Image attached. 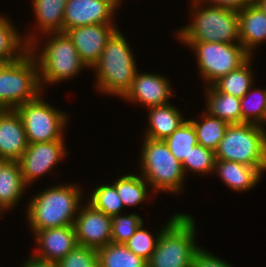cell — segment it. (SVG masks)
Instances as JSON below:
<instances>
[{
  "label": "cell",
  "instance_id": "cell-1",
  "mask_svg": "<svg viewBox=\"0 0 266 267\" xmlns=\"http://www.w3.org/2000/svg\"><path fill=\"white\" fill-rule=\"evenodd\" d=\"M52 185L32 195L26 203L30 232L74 225L83 198L82 185L64 183ZM83 199V201H82Z\"/></svg>",
  "mask_w": 266,
  "mask_h": 267
},
{
  "label": "cell",
  "instance_id": "cell-2",
  "mask_svg": "<svg viewBox=\"0 0 266 267\" xmlns=\"http://www.w3.org/2000/svg\"><path fill=\"white\" fill-rule=\"evenodd\" d=\"M40 37L44 38L43 41ZM40 37L29 45V52L38 64L43 92L46 89L44 85H57L67 79L70 81L78 77L82 69H89L65 32L48 33Z\"/></svg>",
  "mask_w": 266,
  "mask_h": 267
},
{
  "label": "cell",
  "instance_id": "cell-3",
  "mask_svg": "<svg viewBox=\"0 0 266 267\" xmlns=\"http://www.w3.org/2000/svg\"><path fill=\"white\" fill-rule=\"evenodd\" d=\"M119 28L111 35L101 57L92 66L94 86L101 95L122 98L130 89L139 70L133 49Z\"/></svg>",
  "mask_w": 266,
  "mask_h": 267
},
{
  "label": "cell",
  "instance_id": "cell-4",
  "mask_svg": "<svg viewBox=\"0 0 266 267\" xmlns=\"http://www.w3.org/2000/svg\"><path fill=\"white\" fill-rule=\"evenodd\" d=\"M190 23L176 30L175 38L188 48L193 42L240 43L238 11L189 0Z\"/></svg>",
  "mask_w": 266,
  "mask_h": 267
},
{
  "label": "cell",
  "instance_id": "cell-5",
  "mask_svg": "<svg viewBox=\"0 0 266 267\" xmlns=\"http://www.w3.org/2000/svg\"><path fill=\"white\" fill-rule=\"evenodd\" d=\"M141 143L138 173L148 182L152 192L155 195L161 192L181 195L186 176L182 163L170 152L166 142L143 137Z\"/></svg>",
  "mask_w": 266,
  "mask_h": 267
},
{
  "label": "cell",
  "instance_id": "cell-6",
  "mask_svg": "<svg viewBox=\"0 0 266 267\" xmlns=\"http://www.w3.org/2000/svg\"><path fill=\"white\" fill-rule=\"evenodd\" d=\"M197 224L188 213L180 214L161 232L148 267H192L200 248ZM197 229V230H196Z\"/></svg>",
  "mask_w": 266,
  "mask_h": 267
},
{
  "label": "cell",
  "instance_id": "cell-7",
  "mask_svg": "<svg viewBox=\"0 0 266 267\" xmlns=\"http://www.w3.org/2000/svg\"><path fill=\"white\" fill-rule=\"evenodd\" d=\"M266 127L229 124L215 151L216 160L235 161L266 172Z\"/></svg>",
  "mask_w": 266,
  "mask_h": 267
},
{
  "label": "cell",
  "instance_id": "cell-8",
  "mask_svg": "<svg viewBox=\"0 0 266 267\" xmlns=\"http://www.w3.org/2000/svg\"><path fill=\"white\" fill-rule=\"evenodd\" d=\"M44 93L15 109L21 117L29 144L65 140L69 113L50 104L43 98Z\"/></svg>",
  "mask_w": 266,
  "mask_h": 267
},
{
  "label": "cell",
  "instance_id": "cell-9",
  "mask_svg": "<svg viewBox=\"0 0 266 267\" xmlns=\"http://www.w3.org/2000/svg\"><path fill=\"white\" fill-rule=\"evenodd\" d=\"M188 48L193 50L205 87L213 85L252 57L241 43L193 42Z\"/></svg>",
  "mask_w": 266,
  "mask_h": 267
},
{
  "label": "cell",
  "instance_id": "cell-10",
  "mask_svg": "<svg viewBox=\"0 0 266 267\" xmlns=\"http://www.w3.org/2000/svg\"><path fill=\"white\" fill-rule=\"evenodd\" d=\"M38 64L28 52L13 62L0 75V107L16 109L19 105L33 101L42 93Z\"/></svg>",
  "mask_w": 266,
  "mask_h": 267
},
{
  "label": "cell",
  "instance_id": "cell-11",
  "mask_svg": "<svg viewBox=\"0 0 266 267\" xmlns=\"http://www.w3.org/2000/svg\"><path fill=\"white\" fill-rule=\"evenodd\" d=\"M70 154L65 140L40 142L28 144L27 149L17 161L20 165L23 179L31 188L33 182L40 179L47 173H52L54 167L64 161Z\"/></svg>",
  "mask_w": 266,
  "mask_h": 267
},
{
  "label": "cell",
  "instance_id": "cell-12",
  "mask_svg": "<svg viewBox=\"0 0 266 267\" xmlns=\"http://www.w3.org/2000/svg\"><path fill=\"white\" fill-rule=\"evenodd\" d=\"M138 70L130 89L121 98L127 103L140 105L144 108L167 105L171 102L173 94L172 81L163 74L147 73Z\"/></svg>",
  "mask_w": 266,
  "mask_h": 267
},
{
  "label": "cell",
  "instance_id": "cell-13",
  "mask_svg": "<svg viewBox=\"0 0 266 267\" xmlns=\"http://www.w3.org/2000/svg\"><path fill=\"white\" fill-rule=\"evenodd\" d=\"M85 201L74 222L76 240L79 245L98 250L112 242V217Z\"/></svg>",
  "mask_w": 266,
  "mask_h": 267
},
{
  "label": "cell",
  "instance_id": "cell-14",
  "mask_svg": "<svg viewBox=\"0 0 266 267\" xmlns=\"http://www.w3.org/2000/svg\"><path fill=\"white\" fill-rule=\"evenodd\" d=\"M118 9L113 0H67L63 32L86 25L115 23Z\"/></svg>",
  "mask_w": 266,
  "mask_h": 267
},
{
  "label": "cell",
  "instance_id": "cell-15",
  "mask_svg": "<svg viewBox=\"0 0 266 267\" xmlns=\"http://www.w3.org/2000/svg\"><path fill=\"white\" fill-rule=\"evenodd\" d=\"M117 29L115 23L92 24L70 28L65 33L75 46L81 60L90 69L101 57L107 41Z\"/></svg>",
  "mask_w": 266,
  "mask_h": 267
},
{
  "label": "cell",
  "instance_id": "cell-16",
  "mask_svg": "<svg viewBox=\"0 0 266 267\" xmlns=\"http://www.w3.org/2000/svg\"><path fill=\"white\" fill-rule=\"evenodd\" d=\"M32 234L36 246L31 254L44 261L57 262L78 245L74 225L38 230Z\"/></svg>",
  "mask_w": 266,
  "mask_h": 267
},
{
  "label": "cell",
  "instance_id": "cell-17",
  "mask_svg": "<svg viewBox=\"0 0 266 267\" xmlns=\"http://www.w3.org/2000/svg\"><path fill=\"white\" fill-rule=\"evenodd\" d=\"M25 129L15 109L0 113V158L18 161L28 146Z\"/></svg>",
  "mask_w": 266,
  "mask_h": 267
},
{
  "label": "cell",
  "instance_id": "cell-18",
  "mask_svg": "<svg viewBox=\"0 0 266 267\" xmlns=\"http://www.w3.org/2000/svg\"><path fill=\"white\" fill-rule=\"evenodd\" d=\"M67 0H32L34 26L22 33L30 45L38 36L48 33L63 32V18ZM31 30V31H30ZM35 30V31H34ZM38 31V32H37ZM37 33V34H36Z\"/></svg>",
  "mask_w": 266,
  "mask_h": 267
},
{
  "label": "cell",
  "instance_id": "cell-19",
  "mask_svg": "<svg viewBox=\"0 0 266 267\" xmlns=\"http://www.w3.org/2000/svg\"><path fill=\"white\" fill-rule=\"evenodd\" d=\"M213 174H217L226 187L237 193L254 189L264 176L259 168L226 160L215 161Z\"/></svg>",
  "mask_w": 266,
  "mask_h": 267
},
{
  "label": "cell",
  "instance_id": "cell-20",
  "mask_svg": "<svg viewBox=\"0 0 266 267\" xmlns=\"http://www.w3.org/2000/svg\"><path fill=\"white\" fill-rule=\"evenodd\" d=\"M238 15L240 43L252 57H256L254 51L266 42V14L254 2L239 10Z\"/></svg>",
  "mask_w": 266,
  "mask_h": 267
},
{
  "label": "cell",
  "instance_id": "cell-21",
  "mask_svg": "<svg viewBox=\"0 0 266 267\" xmlns=\"http://www.w3.org/2000/svg\"><path fill=\"white\" fill-rule=\"evenodd\" d=\"M147 123L143 137L165 140L187 119L176 105L167 104L147 108Z\"/></svg>",
  "mask_w": 266,
  "mask_h": 267
},
{
  "label": "cell",
  "instance_id": "cell-22",
  "mask_svg": "<svg viewBox=\"0 0 266 267\" xmlns=\"http://www.w3.org/2000/svg\"><path fill=\"white\" fill-rule=\"evenodd\" d=\"M203 90L205 106L202 109L205 112L229 124H241L240 98L220 92L214 85Z\"/></svg>",
  "mask_w": 266,
  "mask_h": 267
},
{
  "label": "cell",
  "instance_id": "cell-23",
  "mask_svg": "<svg viewBox=\"0 0 266 267\" xmlns=\"http://www.w3.org/2000/svg\"><path fill=\"white\" fill-rule=\"evenodd\" d=\"M29 188L22 176L20 165L17 161H8L0 172V204L13 211L24 198V192ZM22 199V200H21Z\"/></svg>",
  "mask_w": 266,
  "mask_h": 267
},
{
  "label": "cell",
  "instance_id": "cell-24",
  "mask_svg": "<svg viewBox=\"0 0 266 267\" xmlns=\"http://www.w3.org/2000/svg\"><path fill=\"white\" fill-rule=\"evenodd\" d=\"M131 172L124 173L113 181L124 208H127V206L128 208L136 207L146 202V200L149 201L155 195L141 174L137 175L133 173L134 171ZM149 196L150 198H148Z\"/></svg>",
  "mask_w": 266,
  "mask_h": 267
},
{
  "label": "cell",
  "instance_id": "cell-25",
  "mask_svg": "<svg viewBox=\"0 0 266 267\" xmlns=\"http://www.w3.org/2000/svg\"><path fill=\"white\" fill-rule=\"evenodd\" d=\"M18 31L13 20L0 14V59L19 60L29 52L24 35Z\"/></svg>",
  "mask_w": 266,
  "mask_h": 267
},
{
  "label": "cell",
  "instance_id": "cell-26",
  "mask_svg": "<svg viewBox=\"0 0 266 267\" xmlns=\"http://www.w3.org/2000/svg\"><path fill=\"white\" fill-rule=\"evenodd\" d=\"M197 117L199 119H188L196 130L198 144L215 152L225 135L229 123L209 115L204 110Z\"/></svg>",
  "mask_w": 266,
  "mask_h": 267
},
{
  "label": "cell",
  "instance_id": "cell-27",
  "mask_svg": "<svg viewBox=\"0 0 266 267\" xmlns=\"http://www.w3.org/2000/svg\"><path fill=\"white\" fill-rule=\"evenodd\" d=\"M253 58L254 57H251L241 67L229 72L213 85L220 92L242 98L254 85L255 75L253 74L254 69L252 68Z\"/></svg>",
  "mask_w": 266,
  "mask_h": 267
},
{
  "label": "cell",
  "instance_id": "cell-28",
  "mask_svg": "<svg viewBox=\"0 0 266 267\" xmlns=\"http://www.w3.org/2000/svg\"><path fill=\"white\" fill-rule=\"evenodd\" d=\"M102 267H148L147 261L124 244L108 243L97 250Z\"/></svg>",
  "mask_w": 266,
  "mask_h": 267
},
{
  "label": "cell",
  "instance_id": "cell-29",
  "mask_svg": "<svg viewBox=\"0 0 266 267\" xmlns=\"http://www.w3.org/2000/svg\"><path fill=\"white\" fill-rule=\"evenodd\" d=\"M241 123H254L266 126V87L258 88L255 84L240 98Z\"/></svg>",
  "mask_w": 266,
  "mask_h": 267
},
{
  "label": "cell",
  "instance_id": "cell-30",
  "mask_svg": "<svg viewBox=\"0 0 266 267\" xmlns=\"http://www.w3.org/2000/svg\"><path fill=\"white\" fill-rule=\"evenodd\" d=\"M89 192L85 199L96 209L111 217L123 213L124 205L113 183L96 184Z\"/></svg>",
  "mask_w": 266,
  "mask_h": 267
},
{
  "label": "cell",
  "instance_id": "cell-31",
  "mask_svg": "<svg viewBox=\"0 0 266 267\" xmlns=\"http://www.w3.org/2000/svg\"><path fill=\"white\" fill-rule=\"evenodd\" d=\"M180 213H175L166 219L167 221L161 226L160 230L153 235V232L149 229L146 230L145 222H143L135 231V233L129 238L124 245L135 253L137 256L145 259L146 261L152 256L155 250L158 238L161 232L179 215Z\"/></svg>",
  "mask_w": 266,
  "mask_h": 267
},
{
  "label": "cell",
  "instance_id": "cell-32",
  "mask_svg": "<svg viewBox=\"0 0 266 267\" xmlns=\"http://www.w3.org/2000/svg\"><path fill=\"white\" fill-rule=\"evenodd\" d=\"M164 141L168 145L170 152L180 163H183L191 149L198 144L196 130L189 119L183 122Z\"/></svg>",
  "mask_w": 266,
  "mask_h": 267
},
{
  "label": "cell",
  "instance_id": "cell-33",
  "mask_svg": "<svg viewBox=\"0 0 266 267\" xmlns=\"http://www.w3.org/2000/svg\"><path fill=\"white\" fill-rule=\"evenodd\" d=\"M215 152L211 149L205 148L200 144H197L191 149L188 157H185L182 163V168L185 176L189 172L198 176L213 175L215 166Z\"/></svg>",
  "mask_w": 266,
  "mask_h": 267
},
{
  "label": "cell",
  "instance_id": "cell-34",
  "mask_svg": "<svg viewBox=\"0 0 266 267\" xmlns=\"http://www.w3.org/2000/svg\"><path fill=\"white\" fill-rule=\"evenodd\" d=\"M144 219L136 213L119 214L112 217V243L124 244L135 233Z\"/></svg>",
  "mask_w": 266,
  "mask_h": 267
},
{
  "label": "cell",
  "instance_id": "cell-35",
  "mask_svg": "<svg viewBox=\"0 0 266 267\" xmlns=\"http://www.w3.org/2000/svg\"><path fill=\"white\" fill-rule=\"evenodd\" d=\"M56 264L57 267H102L97 250L79 244Z\"/></svg>",
  "mask_w": 266,
  "mask_h": 267
},
{
  "label": "cell",
  "instance_id": "cell-36",
  "mask_svg": "<svg viewBox=\"0 0 266 267\" xmlns=\"http://www.w3.org/2000/svg\"><path fill=\"white\" fill-rule=\"evenodd\" d=\"M192 267H235L225 259L211 253L208 249L200 247L193 259Z\"/></svg>",
  "mask_w": 266,
  "mask_h": 267
},
{
  "label": "cell",
  "instance_id": "cell-37",
  "mask_svg": "<svg viewBox=\"0 0 266 267\" xmlns=\"http://www.w3.org/2000/svg\"><path fill=\"white\" fill-rule=\"evenodd\" d=\"M205 5L224 7L239 11L254 3V0H197Z\"/></svg>",
  "mask_w": 266,
  "mask_h": 267
},
{
  "label": "cell",
  "instance_id": "cell-38",
  "mask_svg": "<svg viewBox=\"0 0 266 267\" xmlns=\"http://www.w3.org/2000/svg\"><path fill=\"white\" fill-rule=\"evenodd\" d=\"M20 267H57L56 262L44 261L30 254Z\"/></svg>",
  "mask_w": 266,
  "mask_h": 267
},
{
  "label": "cell",
  "instance_id": "cell-39",
  "mask_svg": "<svg viewBox=\"0 0 266 267\" xmlns=\"http://www.w3.org/2000/svg\"><path fill=\"white\" fill-rule=\"evenodd\" d=\"M15 61L17 60L0 59V75Z\"/></svg>",
  "mask_w": 266,
  "mask_h": 267
},
{
  "label": "cell",
  "instance_id": "cell-40",
  "mask_svg": "<svg viewBox=\"0 0 266 267\" xmlns=\"http://www.w3.org/2000/svg\"><path fill=\"white\" fill-rule=\"evenodd\" d=\"M254 2L261 8V10L266 14V0H254Z\"/></svg>",
  "mask_w": 266,
  "mask_h": 267
},
{
  "label": "cell",
  "instance_id": "cell-41",
  "mask_svg": "<svg viewBox=\"0 0 266 267\" xmlns=\"http://www.w3.org/2000/svg\"><path fill=\"white\" fill-rule=\"evenodd\" d=\"M6 211L8 212V210L0 204V217L1 218L3 217L4 213H7Z\"/></svg>",
  "mask_w": 266,
  "mask_h": 267
},
{
  "label": "cell",
  "instance_id": "cell-42",
  "mask_svg": "<svg viewBox=\"0 0 266 267\" xmlns=\"http://www.w3.org/2000/svg\"><path fill=\"white\" fill-rule=\"evenodd\" d=\"M8 161L5 159H1L0 158V172H1V168L7 163Z\"/></svg>",
  "mask_w": 266,
  "mask_h": 267
},
{
  "label": "cell",
  "instance_id": "cell-43",
  "mask_svg": "<svg viewBox=\"0 0 266 267\" xmlns=\"http://www.w3.org/2000/svg\"><path fill=\"white\" fill-rule=\"evenodd\" d=\"M120 8H121V4L122 2H124V0H113Z\"/></svg>",
  "mask_w": 266,
  "mask_h": 267
}]
</instances>
